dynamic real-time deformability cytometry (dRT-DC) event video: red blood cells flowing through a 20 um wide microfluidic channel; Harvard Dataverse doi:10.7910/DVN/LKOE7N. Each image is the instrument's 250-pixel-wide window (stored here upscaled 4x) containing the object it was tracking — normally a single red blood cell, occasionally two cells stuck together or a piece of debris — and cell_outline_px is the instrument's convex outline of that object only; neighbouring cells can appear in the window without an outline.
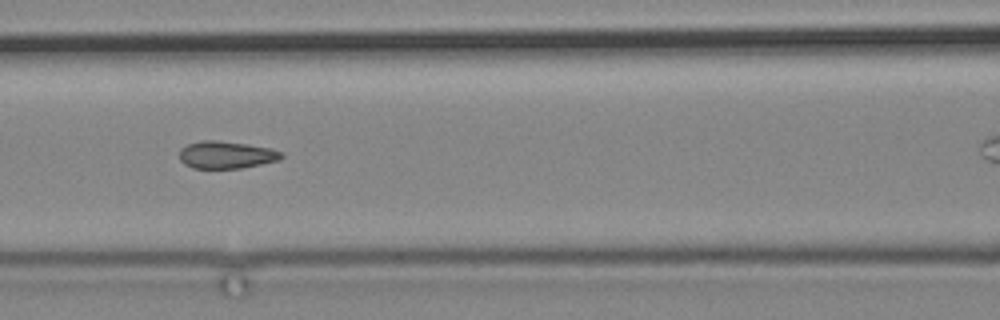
{"species": "common noctule bat (a hibernating species)", "species_latin": "Nyctalus noctula", "temperature_condition": "cold", "stored_images_in_passage": 13, "camera_frame_rate_fps": 3000, "um_per_image_px": 0.085, "animal": {"sex": "male", "body_mass_g": 19.2, "forearm_length_mm": 51.8}, "frame": {"image": 1, "passage_image": 8, "time_ms": 9.0, "image_size_px": [1000, 320], "cell_outline_px": [[284, 156], [280, 160], [240, 168], [192, 168], [184, 164], [180, 160], [180, 148], [188, 144], [200, 140], [216, 140], [248, 144], [272, 148], [284, 152]], "centroid_in_image_um": [19.25, 13.15], "position_along_channel_um": 147.3, "area_um2": 16.42}}
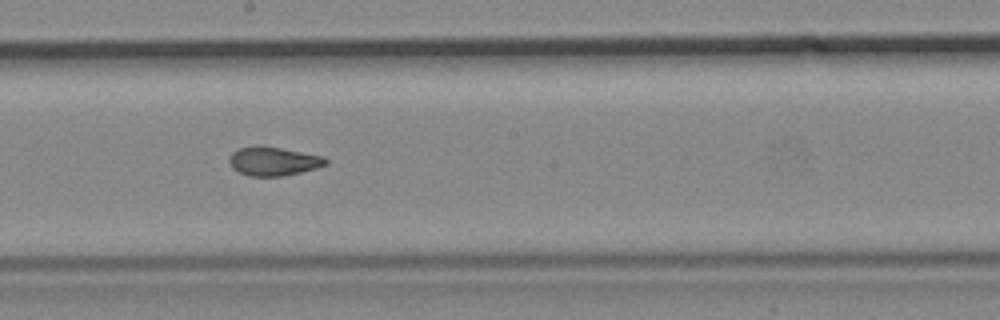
{"frame": {"image": 2, "passage_image": 10, "time_ms": 11.333, "image_size_px": [1000, 320], "cell_outline_px": [[328, 164], [316, 168], [300, 172], [280, 176], [248, 176], [232, 168], [228, 160], [228, 156], [232, 152], [240, 148], [256, 144], [260, 144], [324, 156], [328, 160]], "centroid_in_image_um": [23.21, 13.68], "position_along_channel_um": 225.0, "area_um2": 16.42}}
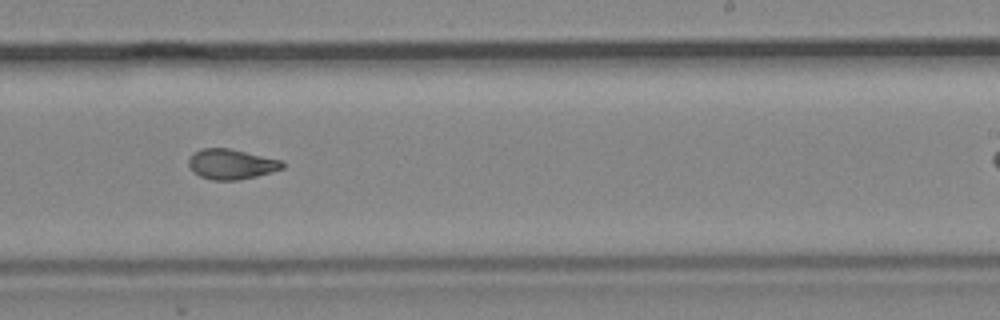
{"frame": {"image": 3, "passage_image": 11, "time_ms": 12.667, "image_size_px": [1000, 320], "cell_outline_px": [[284, 168], [272, 172], [256, 176], [236, 180], [212, 180], [200, 176], [188, 164], [188, 160], [192, 152], [200, 148], [228, 148], [284, 160]], "centroid_in_image_um": [19.68, 13.94], "position_along_channel_um": 269.3, "area_um2": 16.53}}